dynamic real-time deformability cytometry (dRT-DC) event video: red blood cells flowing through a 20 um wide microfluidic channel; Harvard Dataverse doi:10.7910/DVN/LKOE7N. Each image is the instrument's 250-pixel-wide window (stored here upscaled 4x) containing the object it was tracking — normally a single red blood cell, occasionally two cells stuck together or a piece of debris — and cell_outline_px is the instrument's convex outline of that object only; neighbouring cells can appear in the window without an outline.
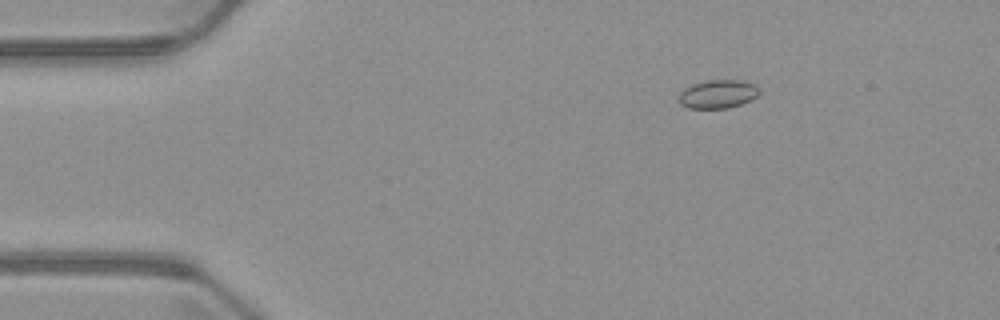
{"species": "common noctule bat (a hibernating species)", "species_latin": "Nyctalus noctula", "temperature_condition": "warm", "stored_images_in_passage": 5, "camera_frame_rate_fps": 3000, "um_per_image_px": 0.085, "animal": {"sex": "male", "body_mass_g": 23.1, "forearm_length_mm": 52.7}, "frame": {"image": 1, "passage_image": 3, "time_ms": 2.667, "image_size_px": [1000, 320], "cell_outline_px": [[760, 92], [752, 100], [728, 108], [688, 108], [680, 104], [680, 92], [684, 88], [692, 84], [708, 80], [740, 80], [756, 84], [760, 88]], "centroid_in_image_um": [61.05, 7.99], "position_along_channel_um": 24.0, "area_um2": 13.41}}